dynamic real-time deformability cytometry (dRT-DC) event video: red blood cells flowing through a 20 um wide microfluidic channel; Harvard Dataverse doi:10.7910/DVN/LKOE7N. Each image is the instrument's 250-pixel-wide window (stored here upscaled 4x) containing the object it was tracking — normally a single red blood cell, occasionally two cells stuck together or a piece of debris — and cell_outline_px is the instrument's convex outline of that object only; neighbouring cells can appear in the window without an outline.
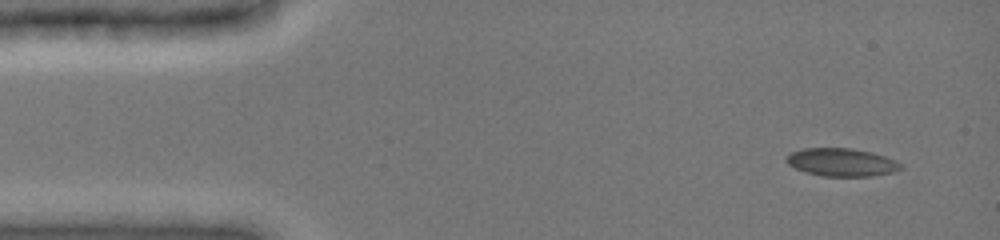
{"species": "common noctule bat (a hibernating species)", "species_latin": "Nyctalus noctula", "temperature_condition": "cold", "stored_images_in_passage": 12, "camera_frame_rate_fps": 3000, "um_per_image_px": 0.085, "animal": {"sex": "female", "body_mass_g": 19.0, "forearm_length_mm": 51.5}, "frame": {"image": 1, "passage_image": 1, "time_ms": 0.0, "image_size_px": [1000, 240], "cell_outline_px": [[900, 168], [892, 172], [868, 176], [824, 176], [808, 172], [796, 168], [788, 164], [788, 156], [792, 152], [804, 148], [852, 148], [872, 152], [884, 156], [900, 164]], "centroid_in_image_um": [71.52, 13.78], "position_along_channel_um": 13.5, "area_um2": 18.09}}
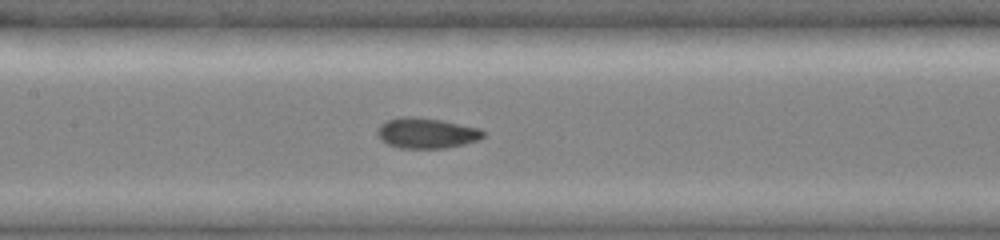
{"frame": {"image": 2, "passage_image": 9, "time_ms": 6.333, "image_size_px": [1000, 240], "cell_outline_px": [[484, 136], [480, 140], [464, 144], [444, 148], [400, 148], [388, 144], [380, 140], [376, 132], [376, 128], [380, 124], [388, 120], [400, 116], [416, 116], [444, 120], [480, 128], [484, 132]], "centroid_in_image_um": [36.24, 11.3], "position_along_channel_um": 171.2, "area_um2": 19.13}}
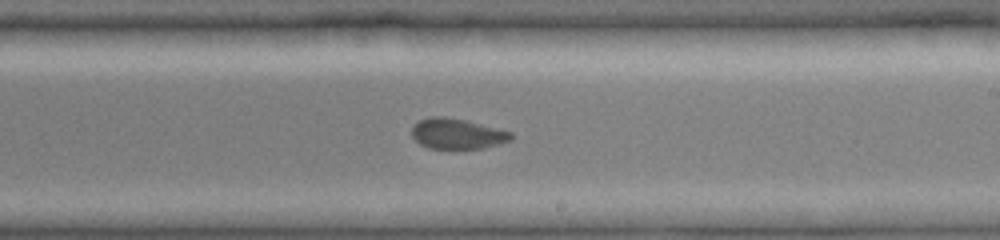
{"frame": {"image": 3, "passage_image": 12, "time_ms": 8.333, "image_size_px": [1000, 240], "cell_outline_px": [[512, 140], [484, 148], [428, 148], [420, 144], [412, 136], [412, 128], [420, 120], [432, 116], [444, 116], [464, 120], [512, 132]], "centroid_in_image_um": [38.86, 11.37], "position_along_channel_um": 250.1, "area_um2": 17.34}}